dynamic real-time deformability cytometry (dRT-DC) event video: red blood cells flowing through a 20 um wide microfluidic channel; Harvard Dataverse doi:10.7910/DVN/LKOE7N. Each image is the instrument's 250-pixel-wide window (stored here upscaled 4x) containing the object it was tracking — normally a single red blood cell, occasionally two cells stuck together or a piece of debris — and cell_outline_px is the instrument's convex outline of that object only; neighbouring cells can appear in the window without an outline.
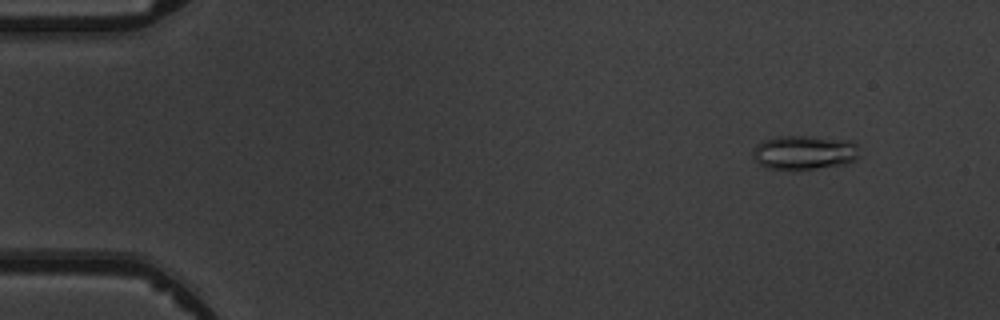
{"species": "common noctule bat (a hibernating species)", "species_latin": "Nyctalus noctula", "temperature_condition": "warm", "stored_images_in_passage": 6, "camera_frame_rate_fps": 3000, "um_per_image_px": 0.085, "animal": {"sex": "male", "body_mass_g": 19.5, "forearm_length_mm": 54.6}, "frame": {"image": 1, "passage_image": 2, "time_ms": 1.333, "image_size_px": [1000, 320], "cell_outline_px": [[860, 156], [856, 160], [844, 164], [792, 172], [764, 168], [756, 164], [752, 156], [752, 152], [756, 144], [764, 140], [780, 136], [812, 136], [852, 140], [856, 144]], "centroid_in_image_um": [68.32, 12.99], "position_along_channel_um": 16.7, "area_um2": 22.14}}
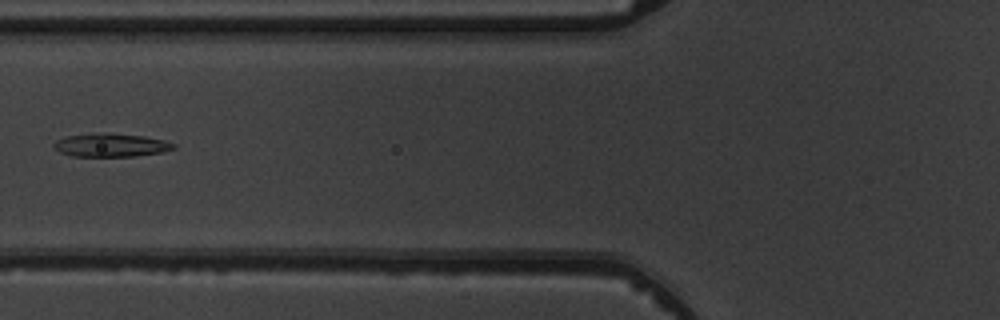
{"frame": {"image": 2, "passage_image": 6, "time_ms": 6.667, "image_size_px": [1000, 320], "cell_outline_px": [[176, 148], [164, 152], [136, 156], [72, 156], [60, 152], [52, 148], [52, 144], [56, 140], [68, 136], [92, 132], [96, 132], [144, 136], [164, 140], [176, 144]], "centroid_in_image_um": [9.42, 12.33], "position_along_channel_um": 116.4, "area_um2": 16.47}}